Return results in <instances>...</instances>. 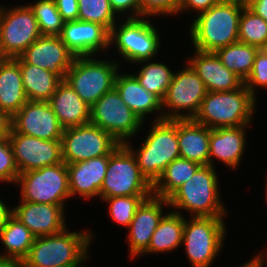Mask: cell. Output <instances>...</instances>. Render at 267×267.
Segmentation results:
<instances>
[{"label": "cell", "instance_id": "cell-1", "mask_svg": "<svg viewBox=\"0 0 267 267\" xmlns=\"http://www.w3.org/2000/svg\"><path fill=\"white\" fill-rule=\"evenodd\" d=\"M245 0H220L197 15L190 27L195 50L216 52L239 41V19Z\"/></svg>", "mask_w": 267, "mask_h": 267}, {"label": "cell", "instance_id": "cell-2", "mask_svg": "<svg viewBox=\"0 0 267 267\" xmlns=\"http://www.w3.org/2000/svg\"><path fill=\"white\" fill-rule=\"evenodd\" d=\"M67 228L53 235L36 237L23 266L83 267L94 235L87 231L69 232Z\"/></svg>", "mask_w": 267, "mask_h": 267}, {"label": "cell", "instance_id": "cell-3", "mask_svg": "<svg viewBox=\"0 0 267 267\" xmlns=\"http://www.w3.org/2000/svg\"><path fill=\"white\" fill-rule=\"evenodd\" d=\"M218 180L214 167L201 166L167 198L169 206L178 214L184 209L191 217H223L228 213L220 199Z\"/></svg>", "mask_w": 267, "mask_h": 267}, {"label": "cell", "instance_id": "cell-4", "mask_svg": "<svg viewBox=\"0 0 267 267\" xmlns=\"http://www.w3.org/2000/svg\"><path fill=\"white\" fill-rule=\"evenodd\" d=\"M153 122L139 149L134 150L128 141L125 143L135 156L141 174L152 186L166 167L180 157L177 119Z\"/></svg>", "mask_w": 267, "mask_h": 267}, {"label": "cell", "instance_id": "cell-5", "mask_svg": "<svg viewBox=\"0 0 267 267\" xmlns=\"http://www.w3.org/2000/svg\"><path fill=\"white\" fill-rule=\"evenodd\" d=\"M255 100L244 84L233 91L207 92L194 120L211 129L250 125Z\"/></svg>", "mask_w": 267, "mask_h": 267}, {"label": "cell", "instance_id": "cell-6", "mask_svg": "<svg viewBox=\"0 0 267 267\" xmlns=\"http://www.w3.org/2000/svg\"><path fill=\"white\" fill-rule=\"evenodd\" d=\"M120 63L94 56H76L65 74V81L90 107L115 87Z\"/></svg>", "mask_w": 267, "mask_h": 267}, {"label": "cell", "instance_id": "cell-7", "mask_svg": "<svg viewBox=\"0 0 267 267\" xmlns=\"http://www.w3.org/2000/svg\"><path fill=\"white\" fill-rule=\"evenodd\" d=\"M109 31V45L116 44L120 56L133 64H146L156 57L160 47L157 28L144 17L124 19ZM149 61V62H148Z\"/></svg>", "mask_w": 267, "mask_h": 267}, {"label": "cell", "instance_id": "cell-8", "mask_svg": "<svg viewBox=\"0 0 267 267\" xmlns=\"http://www.w3.org/2000/svg\"><path fill=\"white\" fill-rule=\"evenodd\" d=\"M153 186L141 174L137 160L131 150L120 144L109 155L101 200L118 196H152Z\"/></svg>", "mask_w": 267, "mask_h": 267}, {"label": "cell", "instance_id": "cell-9", "mask_svg": "<svg viewBox=\"0 0 267 267\" xmlns=\"http://www.w3.org/2000/svg\"><path fill=\"white\" fill-rule=\"evenodd\" d=\"M224 217L185 218L182 244L193 267H209L226 237Z\"/></svg>", "mask_w": 267, "mask_h": 267}, {"label": "cell", "instance_id": "cell-10", "mask_svg": "<svg viewBox=\"0 0 267 267\" xmlns=\"http://www.w3.org/2000/svg\"><path fill=\"white\" fill-rule=\"evenodd\" d=\"M16 183L21 188L20 201L65 206V200L71 197L64 162L20 173Z\"/></svg>", "mask_w": 267, "mask_h": 267}, {"label": "cell", "instance_id": "cell-11", "mask_svg": "<svg viewBox=\"0 0 267 267\" xmlns=\"http://www.w3.org/2000/svg\"><path fill=\"white\" fill-rule=\"evenodd\" d=\"M186 63L187 67L173 74L162 100V107L168 108V113L158 114L154 121L194 119L199 112L202 100L208 91L196 71L188 62Z\"/></svg>", "mask_w": 267, "mask_h": 267}, {"label": "cell", "instance_id": "cell-12", "mask_svg": "<svg viewBox=\"0 0 267 267\" xmlns=\"http://www.w3.org/2000/svg\"><path fill=\"white\" fill-rule=\"evenodd\" d=\"M90 122L110 134L120 144H125L131 137L136 136L144 124L122 101L115 87L102 95L91 107Z\"/></svg>", "mask_w": 267, "mask_h": 267}, {"label": "cell", "instance_id": "cell-13", "mask_svg": "<svg viewBox=\"0 0 267 267\" xmlns=\"http://www.w3.org/2000/svg\"><path fill=\"white\" fill-rule=\"evenodd\" d=\"M42 35L29 5H0V46L5 58L20 57Z\"/></svg>", "mask_w": 267, "mask_h": 267}, {"label": "cell", "instance_id": "cell-14", "mask_svg": "<svg viewBox=\"0 0 267 267\" xmlns=\"http://www.w3.org/2000/svg\"><path fill=\"white\" fill-rule=\"evenodd\" d=\"M61 142L65 164L110 155L120 145L110 134L91 122L64 129Z\"/></svg>", "mask_w": 267, "mask_h": 267}, {"label": "cell", "instance_id": "cell-15", "mask_svg": "<svg viewBox=\"0 0 267 267\" xmlns=\"http://www.w3.org/2000/svg\"><path fill=\"white\" fill-rule=\"evenodd\" d=\"M8 139L19 173L63 162L61 140H43L16 133L12 128Z\"/></svg>", "mask_w": 267, "mask_h": 267}, {"label": "cell", "instance_id": "cell-16", "mask_svg": "<svg viewBox=\"0 0 267 267\" xmlns=\"http://www.w3.org/2000/svg\"><path fill=\"white\" fill-rule=\"evenodd\" d=\"M16 133L43 140H61L64 128L49 102L28 100L11 118Z\"/></svg>", "mask_w": 267, "mask_h": 267}, {"label": "cell", "instance_id": "cell-17", "mask_svg": "<svg viewBox=\"0 0 267 267\" xmlns=\"http://www.w3.org/2000/svg\"><path fill=\"white\" fill-rule=\"evenodd\" d=\"M27 64L46 69L65 80V74L72 66L73 54L59 36L42 35L20 56Z\"/></svg>", "mask_w": 267, "mask_h": 267}, {"label": "cell", "instance_id": "cell-18", "mask_svg": "<svg viewBox=\"0 0 267 267\" xmlns=\"http://www.w3.org/2000/svg\"><path fill=\"white\" fill-rule=\"evenodd\" d=\"M165 205L169 206L167 199L152 195L145 199L136 210L127 234L131 259L142 256L148 249L152 235L164 216Z\"/></svg>", "mask_w": 267, "mask_h": 267}, {"label": "cell", "instance_id": "cell-19", "mask_svg": "<svg viewBox=\"0 0 267 267\" xmlns=\"http://www.w3.org/2000/svg\"><path fill=\"white\" fill-rule=\"evenodd\" d=\"M59 37L76 56H95L110 47L109 31L98 23L88 21L64 22Z\"/></svg>", "mask_w": 267, "mask_h": 267}, {"label": "cell", "instance_id": "cell-20", "mask_svg": "<svg viewBox=\"0 0 267 267\" xmlns=\"http://www.w3.org/2000/svg\"><path fill=\"white\" fill-rule=\"evenodd\" d=\"M12 208L16 216L35 237L53 235L66 228L64 206L24 202Z\"/></svg>", "mask_w": 267, "mask_h": 267}, {"label": "cell", "instance_id": "cell-21", "mask_svg": "<svg viewBox=\"0 0 267 267\" xmlns=\"http://www.w3.org/2000/svg\"><path fill=\"white\" fill-rule=\"evenodd\" d=\"M194 51V57L187 62L204 82L208 92L233 91L244 84L241 78L222 64L215 52Z\"/></svg>", "mask_w": 267, "mask_h": 267}, {"label": "cell", "instance_id": "cell-22", "mask_svg": "<svg viewBox=\"0 0 267 267\" xmlns=\"http://www.w3.org/2000/svg\"><path fill=\"white\" fill-rule=\"evenodd\" d=\"M109 155L67 164L70 195H80L83 199L100 197Z\"/></svg>", "mask_w": 267, "mask_h": 267}, {"label": "cell", "instance_id": "cell-23", "mask_svg": "<svg viewBox=\"0 0 267 267\" xmlns=\"http://www.w3.org/2000/svg\"><path fill=\"white\" fill-rule=\"evenodd\" d=\"M249 125L219 127L211 130L209 142V165L214 157L226 166L236 169L241 162L246 146V130Z\"/></svg>", "mask_w": 267, "mask_h": 267}, {"label": "cell", "instance_id": "cell-24", "mask_svg": "<svg viewBox=\"0 0 267 267\" xmlns=\"http://www.w3.org/2000/svg\"><path fill=\"white\" fill-rule=\"evenodd\" d=\"M48 102L64 129L90 122L91 107L79 97L65 80L59 83Z\"/></svg>", "mask_w": 267, "mask_h": 267}, {"label": "cell", "instance_id": "cell-25", "mask_svg": "<svg viewBox=\"0 0 267 267\" xmlns=\"http://www.w3.org/2000/svg\"><path fill=\"white\" fill-rule=\"evenodd\" d=\"M211 128L194 119H177L180 157L200 165H209Z\"/></svg>", "mask_w": 267, "mask_h": 267}, {"label": "cell", "instance_id": "cell-26", "mask_svg": "<svg viewBox=\"0 0 267 267\" xmlns=\"http://www.w3.org/2000/svg\"><path fill=\"white\" fill-rule=\"evenodd\" d=\"M28 101L19 63L13 58L0 61V111L11 118Z\"/></svg>", "mask_w": 267, "mask_h": 267}, {"label": "cell", "instance_id": "cell-27", "mask_svg": "<svg viewBox=\"0 0 267 267\" xmlns=\"http://www.w3.org/2000/svg\"><path fill=\"white\" fill-rule=\"evenodd\" d=\"M115 88L119 92L122 101L144 123L146 115L154 111H160L162 100L154 93L148 92L132 74L117 73Z\"/></svg>", "mask_w": 267, "mask_h": 267}, {"label": "cell", "instance_id": "cell-28", "mask_svg": "<svg viewBox=\"0 0 267 267\" xmlns=\"http://www.w3.org/2000/svg\"><path fill=\"white\" fill-rule=\"evenodd\" d=\"M20 65L22 82L28 100L48 102L62 79L54 73L14 58Z\"/></svg>", "mask_w": 267, "mask_h": 267}, {"label": "cell", "instance_id": "cell-29", "mask_svg": "<svg viewBox=\"0 0 267 267\" xmlns=\"http://www.w3.org/2000/svg\"><path fill=\"white\" fill-rule=\"evenodd\" d=\"M185 218L175 212L165 214L152 235L148 249L143 253H165L173 251L182 244Z\"/></svg>", "mask_w": 267, "mask_h": 267}, {"label": "cell", "instance_id": "cell-30", "mask_svg": "<svg viewBox=\"0 0 267 267\" xmlns=\"http://www.w3.org/2000/svg\"><path fill=\"white\" fill-rule=\"evenodd\" d=\"M35 238L32 232L16 216L11 214L0 230V239L7 252V254H0V256L23 261L28 256Z\"/></svg>", "mask_w": 267, "mask_h": 267}, {"label": "cell", "instance_id": "cell-31", "mask_svg": "<svg viewBox=\"0 0 267 267\" xmlns=\"http://www.w3.org/2000/svg\"><path fill=\"white\" fill-rule=\"evenodd\" d=\"M201 166L181 157L173 160L153 185V195L167 199L178 187L188 181Z\"/></svg>", "mask_w": 267, "mask_h": 267}, {"label": "cell", "instance_id": "cell-32", "mask_svg": "<svg viewBox=\"0 0 267 267\" xmlns=\"http://www.w3.org/2000/svg\"><path fill=\"white\" fill-rule=\"evenodd\" d=\"M259 48L237 41L215 53L222 64L230 71L235 73L243 81L250 75L254 63V58Z\"/></svg>", "mask_w": 267, "mask_h": 267}, {"label": "cell", "instance_id": "cell-33", "mask_svg": "<svg viewBox=\"0 0 267 267\" xmlns=\"http://www.w3.org/2000/svg\"><path fill=\"white\" fill-rule=\"evenodd\" d=\"M173 72L165 63L152 62L143 64L138 74L132 75L150 93H154L161 100L164 99L171 83Z\"/></svg>", "mask_w": 267, "mask_h": 267}, {"label": "cell", "instance_id": "cell-34", "mask_svg": "<svg viewBox=\"0 0 267 267\" xmlns=\"http://www.w3.org/2000/svg\"><path fill=\"white\" fill-rule=\"evenodd\" d=\"M239 41L259 49L267 41V22L246 5L239 19Z\"/></svg>", "mask_w": 267, "mask_h": 267}, {"label": "cell", "instance_id": "cell-35", "mask_svg": "<svg viewBox=\"0 0 267 267\" xmlns=\"http://www.w3.org/2000/svg\"><path fill=\"white\" fill-rule=\"evenodd\" d=\"M28 5L38 22L41 35L59 36L61 34L64 21L54 0H38Z\"/></svg>", "mask_w": 267, "mask_h": 267}, {"label": "cell", "instance_id": "cell-36", "mask_svg": "<svg viewBox=\"0 0 267 267\" xmlns=\"http://www.w3.org/2000/svg\"><path fill=\"white\" fill-rule=\"evenodd\" d=\"M78 20L98 23L108 31L116 24L109 0H78Z\"/></svg>", "mask_w": 267, "mask_h": 267}, {"label": "cell", "instance_id": "cell-37", "mask_svg": "<svg viewBox=\"0 0 267 267\" xmlns=\"http://www.w3.org/2000/svg\"><path fill=\"white\" fill-rule=\"evenodd\" d=\"M151 196H118L104 198L109 203V213L112 220L124 227H129L136 210L145 199Z\"/></svg>", "mask_w": 267, "mask_h": 267}, {"label": "cell", "instance_id": "cell-38", "mask_svg": "<svg viewBox=\"0 0 267 267\" xmlns=\"http://www.w3.org/2000/svg\"><path fill=\"white\" fill-rule=\"evenodd\" d=\"M13 149L8 138L0 139V182L16 184L19 176Z\"/></svg>", "mask_w": 267, "mask_h": 267}, {"label": "cell", "instance_id": "cell-39", "mask_svg": "<svg viewBox=\"0 0 267 267\" xmlns=\"http://www.w3.org/2000/svg\"><path fill=\"white\" fill-rule=\"evenodd\" d=\"M244 85L255 98L258 87H267V55L260 49L255 55L252 71Z\"/></svg>", "mask_w": 267, "mask_h": 267}, {"label": "cell", "instance_id": "cell-40", "mask_svg": "<svg viewBox=\"0 0 267 267\" xmlns=\"http://www.w3.org/2000/svg\"><path fill=\"white\" fill-rule=\"evenodd\" d=\"M141 17L178 13L180 0H139Z\"/></svg>", "mask_w": 267, "mask_h": 267}, {"label": "cell", "instance_id": "cell-41", "mask_svg": "<svg viewBox=\"0 0 267 267\" xmlns=\"http://www.w3.org/2000/svg\"><path fill=\"white\" fill-rule=\"evenodd\" d=\"M109 2L116 15L127 14V18H141L139 0H109Z\"/></svg>", "mask_w": 267, "mask_h": 267}, {"label": "cell", "instance_id": "cell-42", "mask_svg": "<svg viewBox=\"0 0 267 267\" xmlns=\"http://www.w3.org/2000/svg\"><path fill=\"white\" fill-rule=\"evenodd\" d=\"M64 22L78 20V0H54Z\"/></svg>", "mask_w": 267, "mask_h": 267}, {"label": "cell", "instance_id": "cell-43", "mask_svg": "<svg viewBox=\"0 0 267 267\" xmlns=\"http://www.w3.org/2000/svg\"><path fill=\"white\" fill-rule=\"evenodd\" d=\"M219 0H180V5L178 9V14L182 11L195 10L198 14L208 10L214 6Z\"/></svg>", "mask_w": 267, "mask_h": 267}, {"label": "cell", "instance_id": "cell-44", "mask_svg": "<svg viewBox=\"0 0 267 267\" xmlns=\"http://www.w3.org/2000/svg\"><path fill=\"white\" fill-rule=\"evenodd\" d=\"M246 6L267 22V0H245Z\"/></svg>", "mask_w": 267, "mask_h": 267}, {"label": "cell", "instance_id": "cell-45", "mask_svg": "<svg viewBox=\"0 0 267 267\" xmlns=\"http://www.w3.org/2000/svg\"><path fill=\"white\" fill-rule=\"evenodd\" d=\"M11 128V117L7 113L0 111V139L8 138Z\"/></svg>", "mask_w": 267, "mask_h": 267}, {"label": "cell", "instance_id": "cell-46", "mask_svg": "<svg viewBox=\"0 0 267 267\" xmlns=\"http://www.w3.org/2000/svg\"><path fill=\"white\" fill-rule=\"evenodd\" d=\"M0 267H23V261L12 257L0 256Z\"/></svg>", "mask_w": 267, "mask_h": 267}, {"label": "cell", "instance_id": "cell-47", "mask_svg": "<svg viewBox=\"0 0 267 267\" xmlns=\"http://www.w3.org/2000/svg\"><path fill=\"white\" fill-rule=\"evenodd\" d=\"M12 214V209L0 199V230L4 227L7 218Z\"/></svg>", "mask_w": 267, "mask_h": 267}, {"label": "cell", "instance_id": "cell-48", "mask_svg": "<svg viewBox=\"0 0 267 267\" xmlns=\"http://www.w3.org/2000/svg\"><path fill=\"white\" fill-rule=\"evenodd\" d=\"M263 252H260L259 254H257L256 256H254L253 258L258 262V264L260 265V267H264V264L265 266H267V249ZM266 262V263H265Z\"/></svg>", "mask_w": 267, "mask_h": 267}, {"label": "cell", "instance_id": "cell-49", "mask_svg": "<svg viewBox=\"0 0 267 267\" xmlns=\"http://www.w3.org/2000/svg\"><path fill=\"white\" fill-rule=\"evenodd\" d=\"M239 267H260V265L254 258H252L251 260L246 262L244 265H241Z\"/></svg>", "mask_w": 267, "mask_h": 267}, {"label": "cell", "instance_id": "cell-50", "mask_svg": "<svg viewBox=\"0 0 267 267\" xmlns=\"http://www.w3.org/2000/svg\"><path fill=\"white\" fill-rule=\"evenodd\" d=\"M261 51H263L267 55V41L265 44L260 48Z\"/></svg>", "mask_w": 267, "mask_h": 267}, {"label": "cell", "instance_id": "cell-51", "mask_svg": "<svg viewBox=\"0 0 267 267\" xmlns=\"http://www.w3.org/2000/svg\"><path fill=\"white\" fill-rule=\"evenodd\" d=\"M6 59L2 53L1 46H0V61Z\"/></svg>", "mask_w": 267, "mask_h": 267}, {"label": "cell", "instance_id": "cell-52", "mask_svg": "<svg viewBox=\"0 0 267 267\" xmlns=\"http://www.w3.org/2000/svg\"><path fill=\"white\" fill-rule=\"evenodd\" d=\"M265 198H266V202H267V184H266V197Z\"/></svg>", "mask_w": 267, "mask_h": 267}]
</instances>
